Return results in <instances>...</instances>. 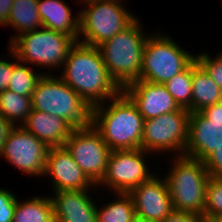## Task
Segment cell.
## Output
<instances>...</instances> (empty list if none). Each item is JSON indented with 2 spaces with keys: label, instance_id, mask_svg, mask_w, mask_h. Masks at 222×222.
I'll use <instances>...</instances> for the list:
<instances>
[{
  "label": "cell",
  "instance_id": "1",
  "mask_svg": "<svg viewBox=\"0 0 222 222\" xmlns=\"http://www.w3.org/2000/svg\"><path fill=\"white\" fill-rule=\"evenodd\" d=\"M63 65L60 78L91 108L110 101L122 91L110 77L98 47L76 42Z\"/></svg>",
  "mask_w": 222,
  "mask_h": 222
},
{
  "label": "cell",
  "instance_id": "2",
  "mask_svg": "<svg viewBox=\"0 0 222 222\" xmlns=\"http://www.w3.org/2000/svg\"><path fill=\"white\" fill-rule=\"evenodd\" d=\"M92 108L91 124L112 150L140 149L144 118L136 105L121 91L111 102ZM108 106V107H107Z\"/></svg>",
  "mask_w": 222,
  "mask_h": 222
},
{
  "label": "cell",
  "instance_id": "3",
  "mask_svg": "<svg viewBox=\"0 0 222 222\" xmlns=\"http://www.w3.org/2000/svg\"><path fill=\"white\" fill-rule=\"evenodd\" d=\"M138 18L123 31L98 46L112 80L123 90L140 79L143 51L148 36Z\"/></svg>",
  "mask_w": 222,
  "mask_h": 222
},
{
  "label": "cell",
  "instance_id": "4",
  "mask_svg": "<svg viewBox=\"0 0 222 222\" xmlns=\"http://www.w3.org/2000/svg\"><path fill=\"white\" fill-rule=\"evenodd\" d=\"M31 98L32 109L61 117L74 129L91 124L92 108L59 77L43 72Z\"/></svg>",
  "mask_w": 222,
  "mask_h": 222
},
{
  "label": "cell",
  "instance_id": "5",
  "mask_svg": "<svg viewBox=\"0 0 222 222\" xmlns=\"http://www.w3.org/2000/svg\"><path fill=\"white\" fill-rule=\"evenodd\" d=\"M209 178L203 161L184 155L175 157L167 177L165 175L173 209L203 217Z\"/></svg>",
  "mask_w": 222,
  "mask_h": 222
},
{
  "label": "cell",
  "instance_id": "6",
  "mask_svg": "<svg viewBox=\"0 0 222 222\" xmlns=\"http://www.w3.org/2000/svg\"><path fill=\"white\" fill-rule=\"evenodd\" d=\"M9 42L19 61L55 69L63 66L77 41L67 34L42 26L41 30L19 34Z\"/></svg>",
  "mask_w": 222,
  "mask_h": 222
},
{
  "label": "cell",
  "instance_id": "7",
  "mask_svg": "<svg viewBox=\"0 0 222 222\" xmlns=\"http://www.w3.org/2000/svg\"><path fill=\"white\" fill-rule=\"evenodd\" d=\"M86 3L79 13L78 42L98 47L131 25L137 18L121 1L82 0ZM88 8V9H87ZM85 38L79 40V38Z\"/></svg>",
  "mask_w": 222,
  "mask_h": 222
},
{
  "label": "cell",
  "instance_id": "8",
  "mask_svg": "<svg viewBox=\"0 0 222 222\" xmlns=\"http://www.w3.org/2000/svg\"><path fill=\"white\" fill-rule=\"evenodd\" d=\"M195 59V55L177 45L170 36L161 33L149 35L143 51L139 80L165 84Z\"/></svg>",
  "mask_w": 222,
  "mask_h": 222
},
{
  "label": "cell",
  "instance_id": "9",
  "mask_svg": "<svg viewBox=\"0 0 222 222\" xmlns=\"http://www.w3.org/2000/svg\"><path fill=\"white\" fill-rule=\"evenodd\" d=\"M189 114L187 109L182 108L144 120L141 149L150 153L177 151V156L184 155L188 141Z\"/></svg>",
  "mask_w": 222,
  "mask_h": 222
},
{
  "label": "cell",
  "instance_id": "10",
  "mask_svg": "<svg viewBox=\"0 0 222 222\" xmlns=\"http://www.w3.org/2000/svg\"><path fill=\"white\" fill-rule=\"evenodd\" d=\"M64 147L86 176L98 185L105 176L111 150L92 124L73 129Z\"/></svg>",
  "mask_w": 222,
  "mask_h": 222
},
{
  "label": "cell",
  "instance_id": "11",
  "mask_svg": "<svg viewBox=\"0 0 222 222\" xmlns=\"http://www.w3.org/2000/svg\"><path fill=\"white\" fill-rule=\"evenodd\" d=\"M148 153L143 149L112 150L104 178L98 185L109 186V190L116 193H130L143 182H147L154 175L145 163Z\"/></svg>",
  "mask_w": 222,
  "mask_h": 222
},
{
  "label": "cell",
  "instance_id": "12",
  "mask_svg": "<svg viewBox=\"0 0 222 222\" xmlns=\"http://www.w3.org/2000/svg\"><path fill=\"white\" fill-rule=\"evenodd\" d=\"M48 150V146L19 125L8 134L0 157L25 174L41 176L45 171Z\"/></svg>",
  "mask_w": 222,
  "mask_h": 222
},
{
  "label": "cell",
  "instance_id": "13",
  "mask_svg": "<svg viewBox=\"0 0 222 222\" xmlns=\"http://www.w3.org/2000/svg\"><path fill=\"white\" fill-rule=\"evenodd\" d=\"M45 175L51 177L54 192L89 190L96 186L65 147L49 148L43 176Z\"/></svg>",
  "mask_w": 222,
  "mask_h": 222
},
{
  "label": "cell",
  "instance_id": "14",
  "mask_svg": "<svg viewBox=\"0 0 222 222\" xmlns=\"http://www.w3.org/2000/svg\"><path fill=\"white\" fill-rule=\"evenodd\" d=\"M122 91L136 105L144 120L182 109L164 84L137 80Z\"/></svg>",
  "mask_w": 222,
  "mask_h": 222
},
{
  "label": "cell",
  "instance_id": "15",
  "mask_svg": "<svg viewBox=\"0 0 222 222\" xmlns=\"http://www.w3.org/2000/svg\"><path fill=\"white\" fill-rule=\"evenodd\" d=\"M129 194L140 218L162 222L173 210L167 182L156 175Z\"/></svg>",
  "mask_w": 222,
  "mask_h": 222
},
{
  "label": "cell",
  "instance_id": "16",
  "mask_svg": "<svg viewBox=\"0 0 222 222\" xmlns=\"http://www.w3.org/2000/svg\"><path fill=\"white\" fill-rule=\"evenodd\" d=\"M222 145V122L210 121L201 111L189 114L184 156L204 161Z\"/></svg>",
  "mask_w": 222,
  "mask_h": 222
},
{
  "label": "cell",
  "instance_id": "17",
  "mask_svg": "<svg viewBox=\"0 0 222 222\" xmlns=\"http://www.w3.org/2000/svg\"><path fill=\"white\" fill-rule=\"evenodd\" d=\"M88 190L55 191L50 197L55 222H97L96 206Z\"/></svg>",
  "mask_w": 222,
  "mask_h": 222
},
{
  "label": "cell",
  "instance_id": "18",
  "mask_svg": "<svg viewBox=\"0 0 222 222\" xmlns=\"http://www.w3.org/2000/svg\"><path fill=\"white\" fill-rule=\"evenodd\" d=\"M20 126L49 148L64 147L74 129L63 118L34 109Z\"/></svg>",
  "mask_w": 222,
  "mask_h": 222
},
{
  "label": "cell",
  "instance_id": "19",
  "mask_svg": "<svg viewBox=\"0 0 222 222\" xmlns=\"http://www.w3.org/2000/svg\"><path fill=\"white\" fill-rule=\"evenodd\" d=\"M38 12L42 26L67 34L78 42L79 13L72 16L70 7L62 0H38Z\"/></svg>",
  "mask_w": 222,
  "mask_h": 222
},
{
  "label": "cell",
  "instance_id": "20",
  "mask_svg": "<svg viewBox=\"0 0 222 222\" xmlns=\"http://www.w3.org/2000/svg\"><path fill=\"white\" fill-rule=\"evenodd\" d=\"M222 101V90L208 75L205 69L193 61L192 97L190 113L200 112L205 107Z\"/></svg>",
  "mask_w": 222,
  "mask_h": 222
},
{
  "label": "cell",
  "instance_id": "21",
  "mask_svg": "<svg viewBox=\"0 0 222 222\" xmlns=\"http://www.w3.org/2000/svg\"><path fill=\"white\" fill-rule=\"evenodd\" d=\"M38 0H14L6 26H13L17 34L11 41L19 36V33L34 31L42 27V21L38 12Z\"/></svg>",
  "mask_w": 222,
  "mask_h": 222
},
{
  "label": "cell",
  "instance_id": "22",
  "mask_svg": "<svg viewBox=\"0 0 222 222\" xmlns=\"http://www.w3.org/2000/svg\"><path fill=\"white\" fill-rule=\"evenodd\" d=\"M13 222H55L51 198L35 196L22 202L17 199Z\"/></svg>",
  "mask_w": 222,
  "mask_h": 222
},
{
  "label": "cell",
  "instance_id": "23",
  "mask_svg": "<svg viewBox=\"0 0 222 222\" xmlns=\"http://www.w3.org/2000/svg\"><path fill=\"white\" fill-rule=\"evenodd\" d=\"M115 199L101 209L96 208L97 222H134L136 211L129 193H116Z\"/></svg>",
  "mask_w": 222,
  "mask_h": 222
},
{
  "label": "cell",
  "instance_id": "24",
  "mask_svg": "<svg viewBox=\"0 0 222 222\" xmlns=\"http://www.w3.org/2000/svg\"><path fill=\"white\" fill-rule=\"evenodd\" d=\"M32 112L31 96H23L5 89L0 93V114L9 120L14 126L26 121L28 115ZM22 119V120H21Z\"/></svg>",
  "mask_w": 222,
  "mask_h": 222
},
{
  "label": "cell",
  "instance_id": "25",
  "mask_svg": "<svg viewBox=\"0 0 222 222\" xmlns=\"http://www.w3.org/2000/svg\"><path fill=\"white\" fill-rule=\"evenodd\" d=\"M9 51L13 57H11L13 59V71L7 89L19 95L32 96L36 84L43 74L35 72L27 64L25 65L24 62L19 61L11 48H9ZM14 60L17 62H14Z\"/></svg>",
  "mask_w": 222,
  "mask_h": 222
},
{
  "label": "cell",
  "instance_id": "26",
  "mask_svg": "<svg viewBox=\"0 0 222 222\" xmlns=\"http://www.w3.org/2000/svg\"><path fill=\"white\" fill-rule=\"evenodd\" d=\"M193 62L164 85L181 108H191Z\"/></svg>",
  "mask_w": 222,
  "mask_h": 222
},
{
  "label": "cell",
  "instance_id": "27",
  "mask_svg": "<svg viewBox=\"0 0 222 222\" xmlns=\"http://www.w3.org/2000/svg\"><path fill=\"white\" fill-rule=\"evenodd\" d=\"M222 215V179L210 177L206 185L203 217L213 219Z\"/></svg>",
  "mask_w": 222,
  "mask_h": 222
},
{
  "label": "cell",
  "instance_id": "28",
  "mask_svg": "<svg viewBox=\"0 0 222 222\" xmlns=\"http://www.w3.org/2000/svg\"><path fill=\"white\" fill-rule=\"evenodd\" d=\"M196 61L222 90V53L214 59L207 53H200L196 55Z\"/></svg>",
  "mask_w": 222,
  "mask_h": 222
},
{
  "label": "cell",
  "instance_id": "29",
  "mask_svg": "<svg viewBox=\"0 0 222 222\" xmlns=\"http://www.w3.org/2000/svg\"><path fill=\"white\" fill-rule=\"evenodd\" d=\"M16 203L13 192L0 188V222H13Z\"/></svg>",
  "mask_w": 222,
  "mask_h": 222
},
{
  "label": "cell",
  "instance_id": "30",
  "mask_svg": "<svg viewBox=\"0 0 222 222\" xmlns=\"http://www.w3.org/2000/svg\"><path fill=\"white\" fill-rule=\"evenodd\" d=\"M203 162L210 177L222 179V145L211 153Z\"/></svg>",
  "mask_w": 222,
  "mask_h": 222
},
{
  "label": "cell",
  "instance_id": "31",
  "mask_svg": "<svg viewBox=\"0 0 222 222\" xmlns=\"http://www.w3.org/2000/svg\"><path fill=\"white\" fill-rule=\"evenodd\" d=\"M13 62L0 58V93L8 88L12 77Z\"/></svg>",
  "mask_w": 222,
  "mask_h": 222
},
{
  "label": "cell",
  "instance_id": "32",
  "mask_svg": "<svg viewBox=\"0 0 222 222\" xmlns=\"http://www.w3.org/2000/svg\"><path fill=\"white\" fill-rule=\"evenodd\" d=\"M199 217L191 212L173 209L162 222H197Z\"/></svg>",
  "mask_w": 222,
  "mask_h": 222
},
{
  "label": "cell",
  "instance_id": "33",
  "mask_svg": "<svg viewBox=\"0 0 222 222\" xmlns=\"http://www.w3.org/2000/svg\"><path fill=\"white\" fill-rule=\"evenodd\" d=\"M210 121L222 122V101L207 106L201 111Z\"/></svg>",
  "mask_w": 222,
  "mask_h": 222
},
{
  "label": "cell",
  "instance_id": "34",
  "mask_svg": "<svg viewBox=\"0 0 222 222\" xmlns=\"http://www.w3.org/2000/svg\"><path fill=\"white\" fill-rule=\"evenodd\" d=\"M15 126L0 114V154L3 150L4 143L8 134Z\"/></svg>",
  "mask_w": 222,
  "mask_h": 222
},
{
  "label": "cell",
  "instance_id": "35",
  "mask_svg": "<svg viewBox=\"0 0 222 222\" xmlns=\"http://www.w3.org/2000/svg\"><path fill=\"white\" fill-rule=\"evenodd\" d=\"M14 0H0V25L5 26Z\"/></svg>",
  "mask_w": 222,
  "mask_h": 222
},
{
  "label": "cell",
  "instance_id": "36",
  "mask_svg": "<svg viewBox=\"0 0 222 222\" xmlns=\"http://www.w3.org/2000/svg\"><path fill=\"white\" fill-rule=\"evenodd\" d=\"M134 222H160V221H154V220L143 219V218H140V217L136 216Z\"/></svg>",
  "mask_w": 222,
  "mask_h": 222
},
{
  "label": "cell",
  "instance_id": "37",
  "mask_svg": "<svg viewBox=\"0 0 222 222\" xmlns=\"http://www.w3.org/2000/svg\"><path fill=\"white\" fill-rule=\"evenodd\" d=\"M215 222H222V215L216 216L213 218Z\"/></svg>",
  "mask_w": 222,
  "mask_h": 222
},
{
  "label": "cell",
  "instance_id": "38",
  "mask_svg": "<svg viewBox=\"0 0 222 222\" xmlns=\"http://www.w3.org/2000/svg\"><path fill=\"white\" fill-rule=\"evenodd\" d=\"M204 222H215L213 219L205 218L204 217Z\"/></svg>",
  "mask_w": 222,
  "mask_h": 222
},
{
  "label": "cell",
  "instance_id": "39",
  "mask_svg": "<svg viewBox=\"0 0 222 222\" xmlns=\"http://www.w3.org/2000/svg\"><path fill=\"white\" fill-rule=\"evenodd\" d=\"M197 222H204V217H199Z\"/></svg>",
  "mask_w": 222,
  "mask_h": 222
},
{
  "label": "cell",
  "instance_id": "40",
  "mask_svg": "<svg viewBox=\"0 0 222 222\" xmlns=\"http://www.w3.org/2000/svg\"><path fill=\"white\" fill-rule=\"evenodd\" d=\"M96 1H122V0H96Z\"/></svg>",
  "mask_w": 222,
  "mask_h": 222
}]
</instances>
